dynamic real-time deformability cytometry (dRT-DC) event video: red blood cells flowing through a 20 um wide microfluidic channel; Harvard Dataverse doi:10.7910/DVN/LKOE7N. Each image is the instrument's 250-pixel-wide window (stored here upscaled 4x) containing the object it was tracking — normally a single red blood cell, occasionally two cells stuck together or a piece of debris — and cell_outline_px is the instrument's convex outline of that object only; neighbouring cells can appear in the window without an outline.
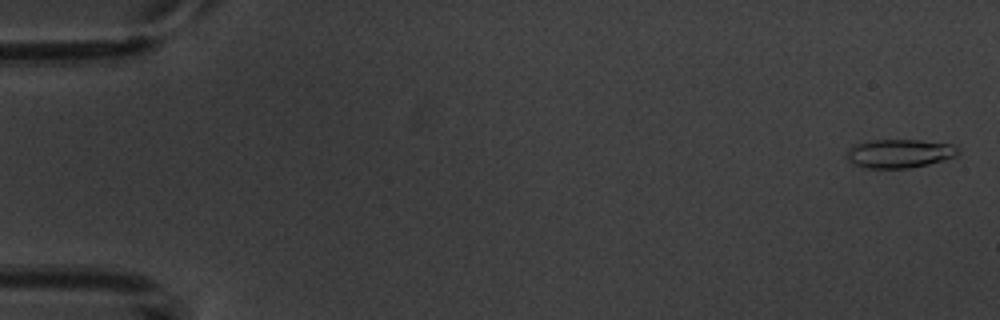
{"species": "common noctule bat (a hibernating species)", "species_latin": "Nyctalus noctula", "temperature_condition": "warm", "stored_images_in_passage": 5, "camera_frame_rate_fps": 3000, "um_per_image_px": 0.085, "animal": {"sex": "male", "body_mass_g": 20.1, "forearm_length_mm": 53.5}, "frame": {"image": 1, "passage_image": 1, "time_ms": 0.0, "image_size_px": [1000, 320], "cell_outline_px": [[960, 152], [956, 156], [944, 160], [928, 164], [908, 168], [864, 168], [856, 164], [848, 156], [848, 148], [856, 144], [872, 140], [920, 140], [952, 144]], "centroid_in_image_um": [76.5, 13.04], "position_along_channel_um": 8.5, "area_um2": 18.32}}